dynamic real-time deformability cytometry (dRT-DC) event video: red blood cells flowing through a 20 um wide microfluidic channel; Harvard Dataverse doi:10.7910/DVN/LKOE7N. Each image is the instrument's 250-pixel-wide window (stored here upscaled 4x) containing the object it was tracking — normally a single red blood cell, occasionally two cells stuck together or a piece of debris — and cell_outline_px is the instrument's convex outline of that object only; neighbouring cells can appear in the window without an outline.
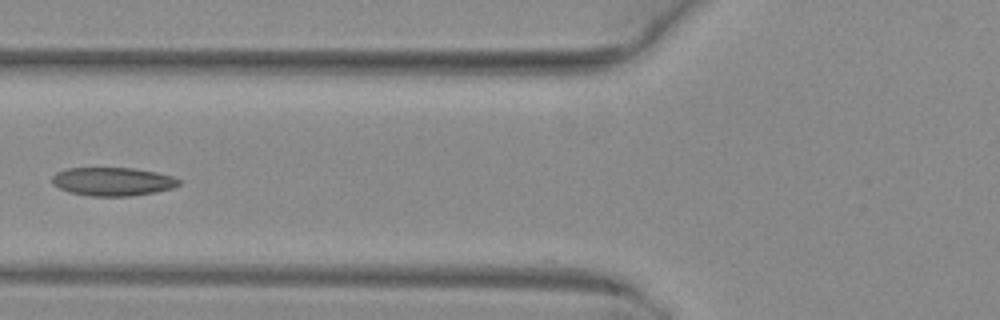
{"species": "common noctule bat (a hibernating species)", "species_latin": "Nyctalus noctula", "temperature_condition": "warm", "stored_images_in_passage": 4, "camera_frame_rate_fps": 3000, "um_per_image_px": 0.085, "animal": {"sex": "female", "body_mass_g": 29.2, "forearm_length_mm": 56.3}, "frame": {"image": 1, "passage_image": 4, "time_ms": 1.0, "image_size_px": [1000, 320], "cell_outline_px": [[180, 184], [172, 188], [156, 192], [132, 196], [92, 196], [68, 192], [52, 184], [52, 176], [56, 172], [68, 168], [136, 168], [156, 172], [172, 176], [180, 180]], "centroid_in_image_um": [9.57, 15.43], "position_along_channel_um": 116.2, "area_um2": 21.1}}